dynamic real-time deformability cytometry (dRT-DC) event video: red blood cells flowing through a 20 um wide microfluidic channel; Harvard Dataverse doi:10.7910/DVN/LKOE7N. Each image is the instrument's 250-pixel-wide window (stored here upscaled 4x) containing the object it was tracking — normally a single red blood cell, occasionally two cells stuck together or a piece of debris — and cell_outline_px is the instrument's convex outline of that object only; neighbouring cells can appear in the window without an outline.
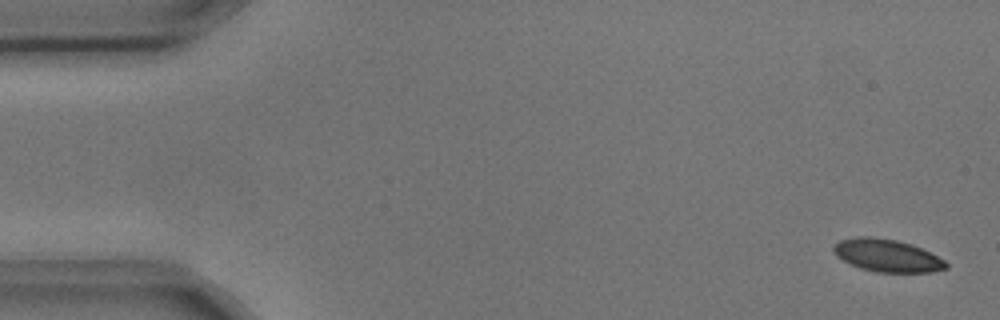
{"species": "common noctule bat (a hibernating species)", "species_latin": "Nyctalus noctula", "temperature_condition": "cold", "stored_images_in_passage": 5, "camera_frame_rate_fps": 3000, "um_per_image_px": 0.085, "animal": {"sex": "male", "body_mass_g": 17.9, "forearm_length_mm": 54.2}, "frame": {"image": 1, "passage_image": 1, "time_ms": 0.0, "image_size_px": [1000, 320], "cell_outline_px": [[948, 268], [932, 272], [876, 272], [860, 268], [836, 256], [832, 248], [832, 244], [840, 240], [856, 236], [868, 236], [896, 240], [912, 244], [944, 260], [948, 264]], "centroid_in_image_um": [75.37, 21.71], "position_along_channel_um": 9.6, "area_um2": 21.27}}
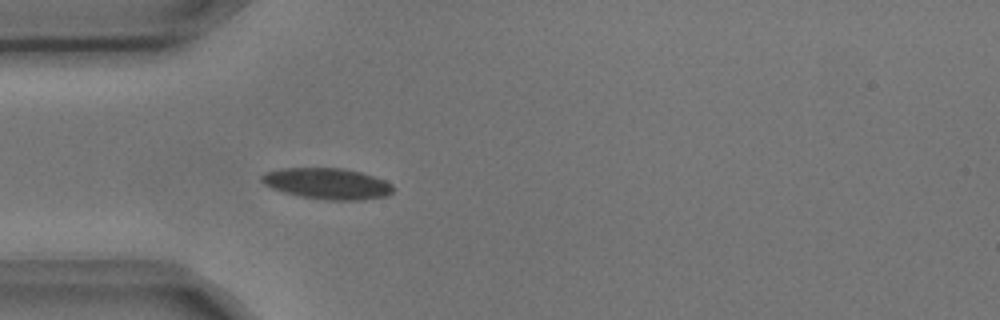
{"frame": {"image": 2, "passage_image": 5, "time_ms": 1.333, "image_size_px": [1000, 320], "cell_outline_px": [[392, 192], [388, 196], [364, 200], [328, 200], [300, 196], [284, 192], [272, 188], [264, 184], [260, 180], [260, 176], [264, 172], [280, 168], [344, 168], [360, 172], [384, 180], [392, 184]], "centroid_in_image_um": [27.8, 15.6], "position_along_channel_um": 57.2, "area_um2": 23.87}}